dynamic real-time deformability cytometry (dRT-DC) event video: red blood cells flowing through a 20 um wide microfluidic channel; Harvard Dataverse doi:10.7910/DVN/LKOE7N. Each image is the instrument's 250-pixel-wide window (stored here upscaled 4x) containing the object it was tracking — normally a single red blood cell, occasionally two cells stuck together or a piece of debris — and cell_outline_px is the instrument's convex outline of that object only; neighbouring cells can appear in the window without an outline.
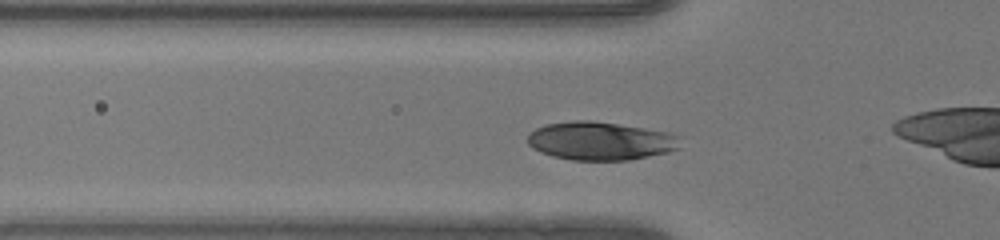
{"species": "human", "species_latin": "Homo sapiens", "temperature_condition": "warm", "stored_images_in_passage": 31, "camera_frame_rate_fps": 3000, "um_per_image_px": 0.085, "donor": {"sex": "female"}, "frame": {"image": 1, "passage_image": 3, "time_ms": 0.667, "image_size_px": [1000, 240], "cell_outline_px": [[680, 148], [668, 152], [628, 160], [572, 160], [552, 156], [540, 152], [532, 148], [528, 144], [528, 136], [536, 128], [548, 124], [576, 120], [588, 120], [644, 128], [668, 132], [676, 136]], "centroid_in_image_um": [51.0, 11.99], "position_along_channel_um": 74.8, "area_um2": 33.7}}
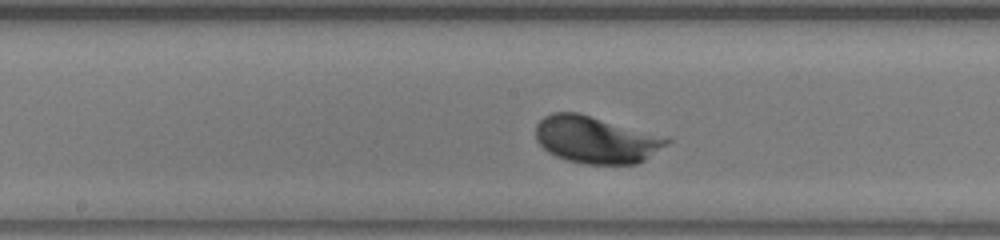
{"frame": {"image": 2, "passage_image": 12, "time_ms": 3.667, "image_size_px": [1000, 240], "cell_outline_px": [[672, 140], [668, 144], [644, 160], [636, 164], [584, 164], [568, 160], [556, 156], [548, 152], [536, 140], [536, 124], [544, 116], [552, 112], [576, 112], [672, 136]], "centroid_in_image_um": [50.72, 11.86], "position_along_channel_um": 197.5, "area_um2": 36.47}}
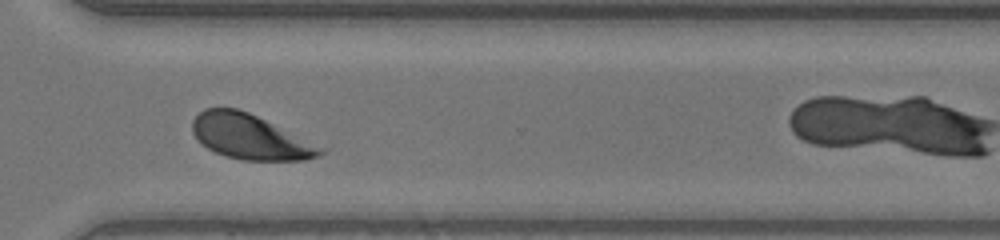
{"frame": {"image": 3, "passage_image": 23, "time_ms": 7.333, "image_size_px": [1000, 240], "cell_outline_px": [[328, 148], [320, 156], [304, 160], [240, 160], [224, 156], [208, 148], [192, 132], [192, 120], [204, 108], [236, 108], [248, 112]], "centroid_in_image_um": [21.31, 11.64], "position_along_channel_um": 349.3, "area_um2": 33.52}, "authors_computed_cell_mechanics": {"area_um2": 33.524, "velocity_mm_per_s": 4.1081, "shape_relaxation_time_tau1_ms": 1.085, "shape_relaxation_time_tau2_ms": null, "deformation_change_tau1": 0.0979, "deformation_change_tau2": null}}